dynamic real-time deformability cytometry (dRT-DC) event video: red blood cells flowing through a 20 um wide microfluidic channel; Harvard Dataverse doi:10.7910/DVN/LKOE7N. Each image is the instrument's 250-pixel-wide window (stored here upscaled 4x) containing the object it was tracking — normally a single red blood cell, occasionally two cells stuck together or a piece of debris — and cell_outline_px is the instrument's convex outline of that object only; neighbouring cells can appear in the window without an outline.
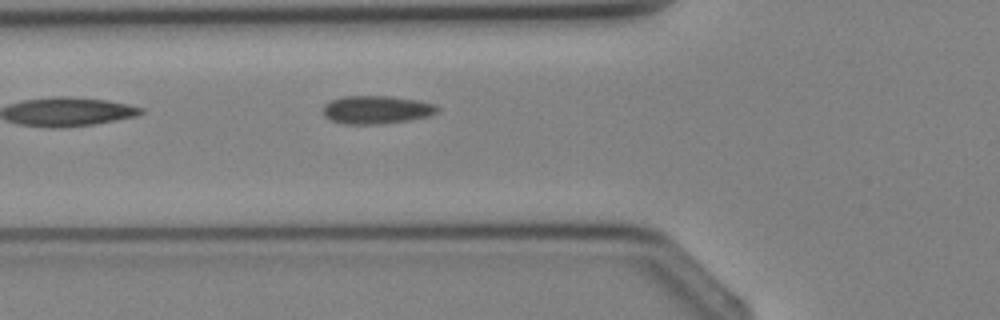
{"species": "Egyptian fruit bat (a non-hibernating species)", "species_latin": "Rousettus aegyptiacus", "temperature_condition": "cold", "stored_images_in_passage": 2, "camera_frame_rate_fps": 3000, "um_per_image_px": 0.085, "animal": {"sex": "female"}, "frame": {"image": 1, "passage_image": 2, "time_ms": 1.0, "image_size_px": [1000, 320], "cell_outline_px": [[440, 108], [436, 112], [428, 116], [408, 120], [380, 124], [344, 124], [332, 120], [324, 116], [320, 112], [324, 104], [332, 100], [344, 96], [392, 96], [416, 100], [436, 104]], "centroid_in_image_um": [31.97, 9.32], "position_along_channel_um": 93.8, "area_um2": 18.84}}